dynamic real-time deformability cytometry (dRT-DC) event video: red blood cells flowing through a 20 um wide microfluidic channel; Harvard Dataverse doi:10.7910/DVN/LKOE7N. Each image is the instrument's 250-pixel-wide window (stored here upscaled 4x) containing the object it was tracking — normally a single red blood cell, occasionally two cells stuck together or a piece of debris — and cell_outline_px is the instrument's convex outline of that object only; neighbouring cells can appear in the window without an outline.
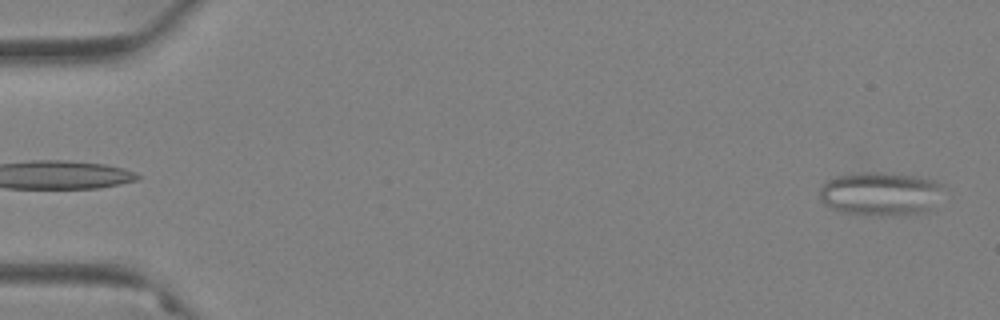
{"species": "Egyptian fruit bat (a non-hibernating species)", "species_latin": "Rousettus aegyptiacus", "temperature_condition": "warm", "stored_images_in_passage": 58, "camera_frame_rate_fps": 3000, "um_per_image_px": 0.085, "animal": {"sex": "female"}, "frame": {"image": 1, "passage_image": 2, "time_ms": 0.333, "image_size_px": [1000, 320], "cell_outline_px": [[944, 184], [928, 212], [892, 216], [864, 216], [840, 212], [828, 208], [820, 200], [820, 188], [828, 180], [836, 176], [856, 172], [880, 172], [916, 176], [936, 180]], "centroid_in_image_um": [74.78, 16.49], "position_along_channel_um": 10.2, "area_um2": 31.96}}
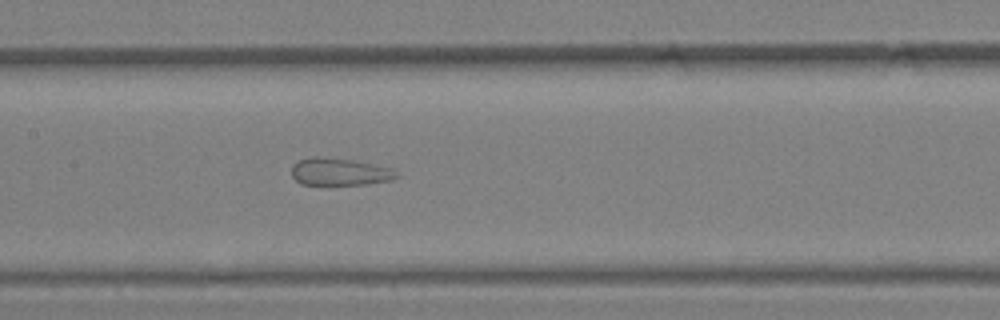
{"frame": {"image": 2, "passage_image": 29, "time_ms": 9.333, "image_size_px": [1000, 320], "cell_outline_px": [[400, 176], [392, 180], [368, 184], [300, 184], [292, 176], [292, 164], [300, 160], [312, 156], [320, 156], [356, 160], [392, 168]], "centroid_in_image_um": [28.89, 14.59], "position_along_channel_um": 178.5, "area_um2": 16.88}}
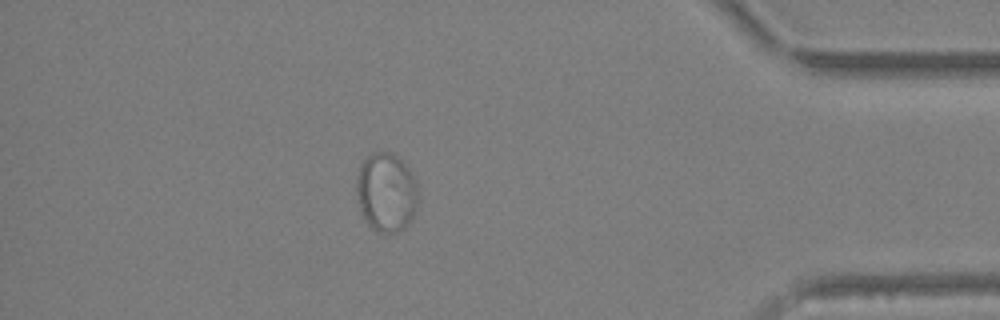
{"frame": {"image": 3, "passage_image": 51, "time_ms": 16.667, "image_size_px": [1000, 320], "cell_outline_px": [[420, 200], [416, 212], [412, 220], [400, 232], [376, 232], [368, 224], [360, 208], [356, 192], [356, 176], [360, 164], [372, 152], [392, 152], [404, 160], [416, 184]], "centroid_in_image_um": [32.86, 16.34], "position_along_channel_um": 402.3, "area_um2": 28.9}}